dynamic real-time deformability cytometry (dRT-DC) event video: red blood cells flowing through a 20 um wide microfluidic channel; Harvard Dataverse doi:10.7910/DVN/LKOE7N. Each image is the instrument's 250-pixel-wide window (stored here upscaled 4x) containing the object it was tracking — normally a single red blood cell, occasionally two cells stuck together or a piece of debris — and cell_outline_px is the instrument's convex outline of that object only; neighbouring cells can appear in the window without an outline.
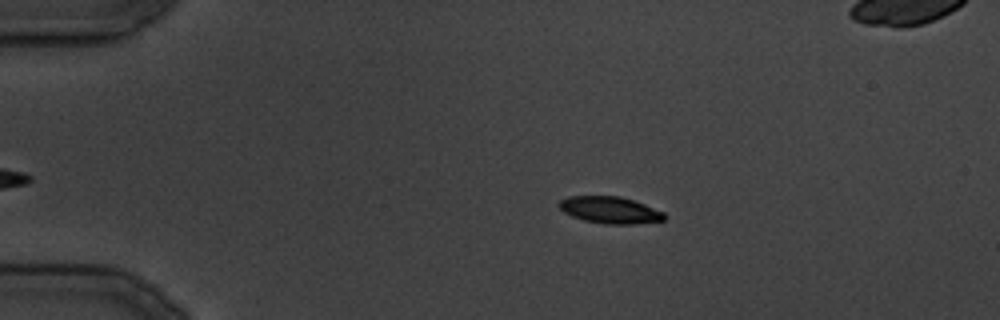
{"species": "common noctule bat (a hibernating species)", "species_latin": "Nyctalus noctula", "temperature_condition": "cold", "stored_images_in_passage": 31, "camera_frame_rate_fps": 3000, "um_per_image_px": 0.085, "animal": {"sex": "male", "body_mass_g": 19.5, "forearm_length_mm": 54.6}, "frame": {"image": 1, "passage_image": 3, "time_ms": 2.0, "image_size_px": [1000, 320], "cell_outline_px": [[668, 216], [664, 220], [636, 224], [604, 224], [584, 220], [572, 216], [564, 212], [560, 208], [560, 200], [568, 196], [620, 196], [644, 204], [664, 212]], "centroid_in_image_um": [51.88, 17.86], "position_along_channel_um": 33.1, "area_um2": 16.42}}
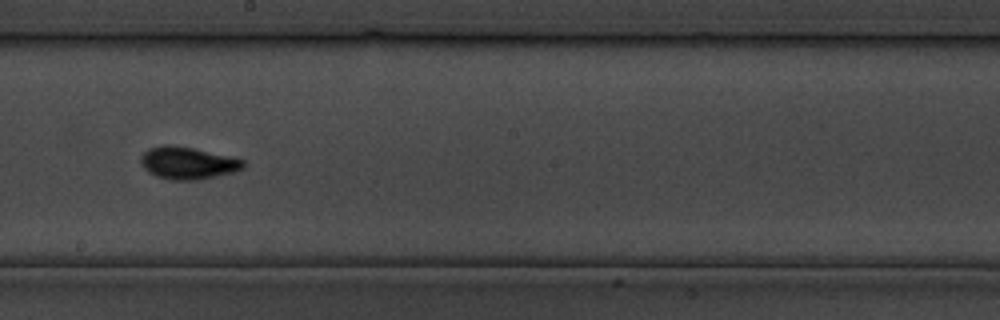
{"frame": {"image": 2, "passage_image": 16, "time_ms": 18.0, "image_size_px": [1000, 320], "cell_outline_px": [[244, 168], [232, 172], [216, 176], [196, 180], [172, 180], [156, 176], [148, 172], [144, 168], [140, 160], [140, 156], [148, 148], [164, 144], [168, 144], [192, 148], [232, 156], [244, 160]], "centroid_in_image_um": [15.94, 13.85], "position_along_channel_um": 232.3, "area_um2": 19.31}}
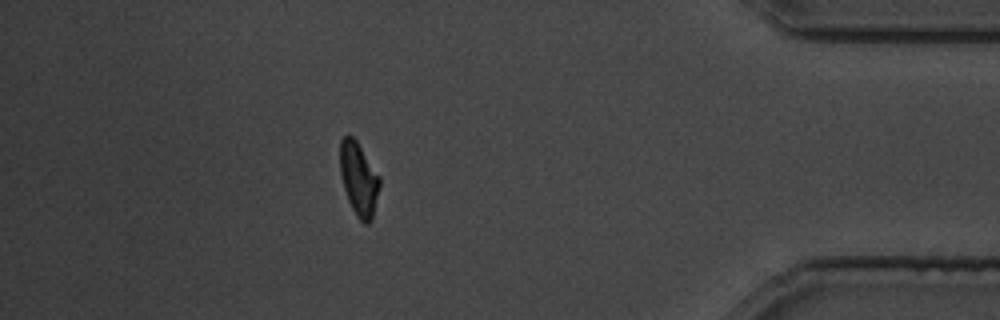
{"frame": {"image": 3, "passage_image": 27, "time_ms": 31.333, "image_size_px": [1000, 320], "cell_outline_px": [[380, 184], [372, 220], [368, 224], [364, 224], [356, 216], [348, 200], [344, 188], [340, 172], [340, 140], [348, 132], [356, 140], [380, 176]], "centroid_in_image_um": [30.49, 15.2], "position_along_channel_um": 404.7, "area_um2": 16.99}}